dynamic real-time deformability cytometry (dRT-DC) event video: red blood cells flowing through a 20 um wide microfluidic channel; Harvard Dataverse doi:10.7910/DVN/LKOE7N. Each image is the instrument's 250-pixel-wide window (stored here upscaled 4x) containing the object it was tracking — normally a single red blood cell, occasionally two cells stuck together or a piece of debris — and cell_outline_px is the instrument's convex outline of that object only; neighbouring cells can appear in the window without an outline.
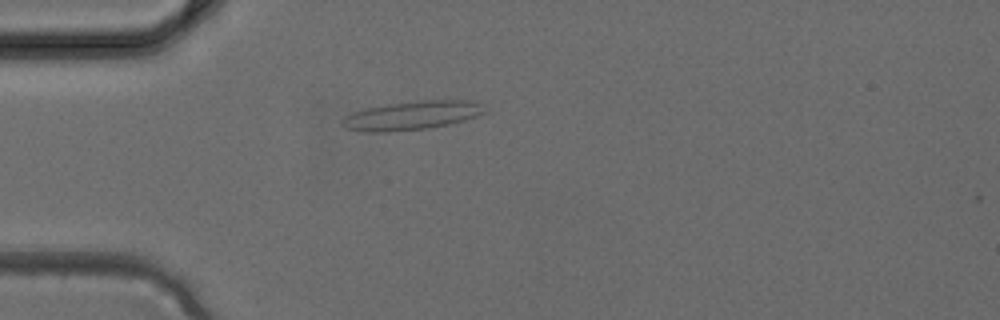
{"species": "common noctule bat (a hibernating species)", "species_latin": "Nyctalus noctula", "temperature_condition": "cold", "stored_images_in_passage": 2, "camera_frame_rate_fps": 3000, "um_per_image_px": 0.085, "animal": {"sex": "female", "body_mass_g": 24.6, "forearm_length_mm": 56.2}, "frame": {"image": 1, "passage_image": 2, "time_ms": 0.333, "image_size_px": [1000, 320], "cell_outline_px": [[488, 112], [464, 120], [448, 124], [428, 128], [388, 132], [364, 132], [348, 128], [340, 124], [344, 116], [352, 112], [368, 108], [388, 104], [424, 100], [476, 100]], "centroid_in_image_um": [35.02, 9.81], "position_along_channel_um": 50.0, "area_um2": 23.81}}